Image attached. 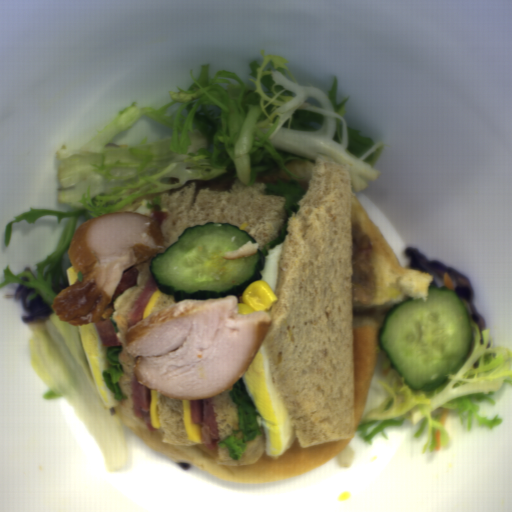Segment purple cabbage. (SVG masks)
<instances>
[{"instance_id": "ea28d5fd", "label": "purple cabbage", "mask_w": 512, "mask_h": 512, "mask_svg": "<svg viewBox=\"0 0 512 512\" xmlns=\"http://www.w3.org/2000/svg\"><path fill=\"white\" fill-rule=\"evenodd\" d=\"M36 290L33 288H26L19 284L15 291L13 302L17 303L20 301V308L23 312L28 315H21L22 322L34 321L36 317H45L53 315L52 308L40 295H36L34 299L30 301V297L35 293Z\"/></svg>"}, {"instance_id": "c1f60e8f", "label": "purple cabbage", "mask_w": 512, "mask_h": 512, "mask_svg": "<svg viewBox=\"0 0 512 512\" xmlns=\"http://www.w3.org/2000/svg\"><path fill=\"white\" fill-rule=\"evenodd\" d=\"M404 256L410 260L409 268L430 274L438 288H443V282L446 272L450 275L454 282L453 291L458 295L464 306L466 307L469 319L475 322L480 332L481 345L484 344L483 331L485 330V318L479 313L475 303V289L472 285L471 279L466 275L461 274L441 261L429 260L428 257L419 249L415 247H406L403 250Z\"/></svg>"}]
</instances>
